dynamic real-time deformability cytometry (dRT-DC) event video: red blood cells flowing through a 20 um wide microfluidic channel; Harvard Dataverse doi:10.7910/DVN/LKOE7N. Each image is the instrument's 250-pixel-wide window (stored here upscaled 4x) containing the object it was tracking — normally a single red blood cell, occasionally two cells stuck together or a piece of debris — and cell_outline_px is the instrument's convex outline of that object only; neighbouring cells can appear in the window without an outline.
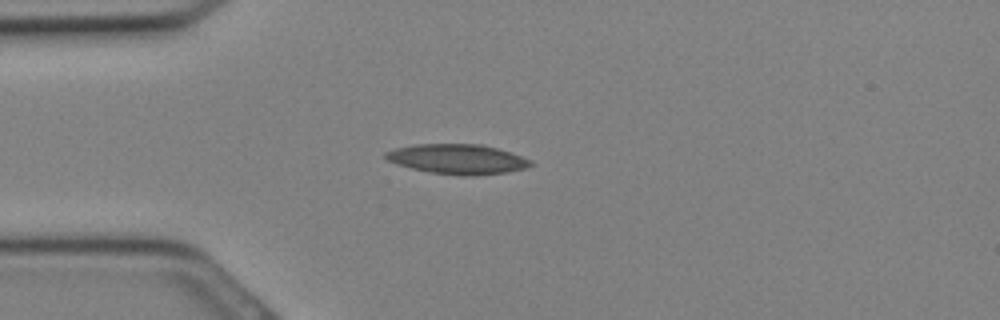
{"species": "Egyptian fruit bat (a non-hibernating species)", "species_latin": "Rousettus aegyptiacus", "temperature_condition": "cold", "stored_images_in_passage": 12, "camera_frame_rate_fps": 3000, "um_per_image_px": 0.085, "animal": {"sex": "female"}, "frame": {"image": 1, "passage_image": 7, "time_ms": 2.0, "image_size_px": [1000, 320], "cell_outline_px": [[532, 164], [528, 168], [504, 172], [432, 172], [412, 168], [396, 164], [388, 160], [384, 156], [384, 152], [396, 148], [416, 144], [480, 144], [496, 148], [532, 160]], "centroid_in_image_um": [38.83, 13.46], "position_along_channel_um": 46.2, "area_um2": 23.81}}
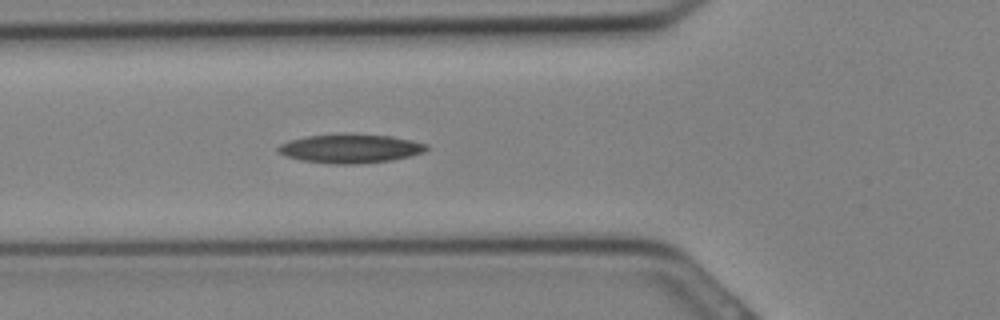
{"frame": {"image": 2, "passage_image": 10, "time_ms": 3.0, "image_size_px": [1000, 320], "cell_outline_px": [[428, 148], [424, 152], [392, 160], [352, 164], [332, 164], [300, 160], [284, 156], [276, 152], [276, 148], [280, 144], [288, 140], [308, 136], [344, 132], [348, 132], [392, 136], [412, 140], [428, 144]], "centroid_in_image_um": [29.73, 12.6], "position_along_channel_um": 96.1, "area_um2": 25.55}}
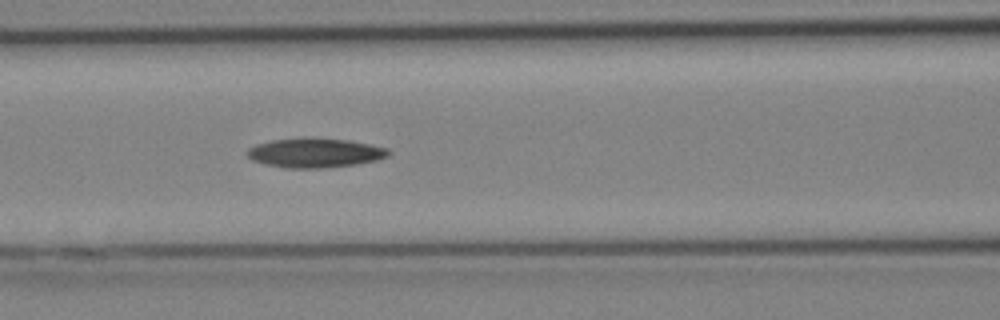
{"frame": {"image": 3, "passage_image": 12, "time_ms": 3.667, "image_size_px": [1000, 320], "cell_outline_px": [[392, 152], [388, 156], [376, 160], [356, 164], [324, 168], [284, 168], [264, 164], [252, 160], [244, 152], [248, 148], [256, 144], [272, 140], [348, 140], [388, 148]], "centroid_in_image_um": [26.76, 13.03], "position_along_channel_um": 139.8, "area_um2": 23.52}}